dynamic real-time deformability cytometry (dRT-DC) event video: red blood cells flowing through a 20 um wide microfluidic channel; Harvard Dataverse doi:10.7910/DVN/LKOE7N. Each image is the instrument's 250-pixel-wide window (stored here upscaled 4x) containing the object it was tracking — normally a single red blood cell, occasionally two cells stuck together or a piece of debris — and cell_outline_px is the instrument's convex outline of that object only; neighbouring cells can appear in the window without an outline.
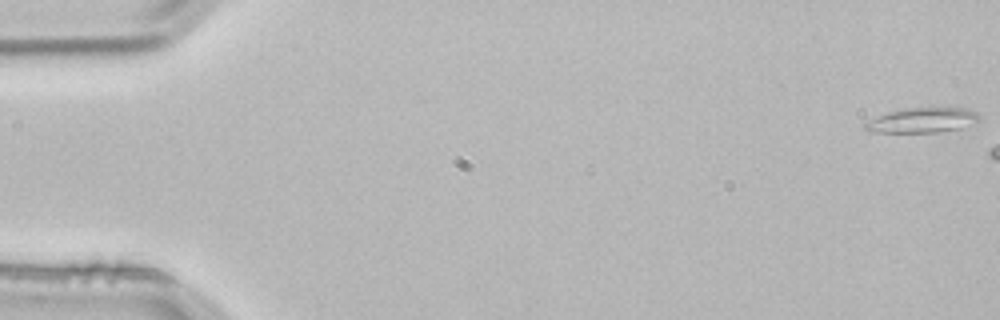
{"species": "common noctule bat (a hibernating species)", "species_latin": "Nyctalus noctula", "temperature_condition": "room temperature", "stored_images_in_passage": 3, "camera_frame_rate_fps": 3000, "um_per_image_px": 0.085, "animal": {"sex": "male", "body_mass_g": 21.5, "forearm_length_mm": 52.0}, "frame": {"image": 1, "passage_image": 1, "time_ms": 0.0, "image_size_px": [1000, 320], "cell_outline_px": [[980, 120], [976, 124], [960, 128], [940, 132], [868, 132], [864, 128], [864, 124], [868, 120], [888, 112], [904, 108], [968, 108], [976, 112], [980, 116]], "centroid_in_image_um": [78.43, 10.22], "position_along_channel_um": 6.6, "area_um2": 16.7}}